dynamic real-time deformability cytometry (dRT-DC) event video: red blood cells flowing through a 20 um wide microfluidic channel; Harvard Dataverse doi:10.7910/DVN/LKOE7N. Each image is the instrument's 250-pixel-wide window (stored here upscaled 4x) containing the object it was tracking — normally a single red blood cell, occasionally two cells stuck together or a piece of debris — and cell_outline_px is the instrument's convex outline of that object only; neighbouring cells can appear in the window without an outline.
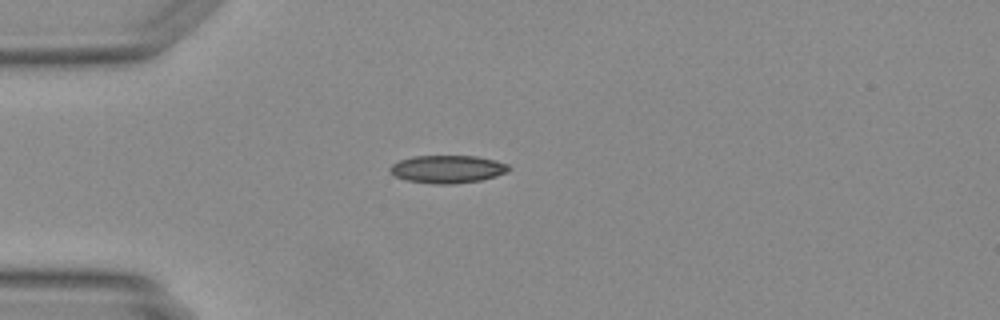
{"species": "Egyptian fruit bat (a non-hibernating species)", "species_latin": "Rousettus aegyptiacus", "temperature_condition": "warm", "stored_images_in_passage": 37, "camera_frame_rate_fps": 3000, "um_per_image_px": 0.085, "animal": {"sex": "female"}, "frame": {"image": 1, "passage_image": 1, "time_ms": 0.0, "image_size_px": [1000, 320], "cell_outline_px": [[512, 168], [508, 172], [496, 176], [480, 180], [452, 184], [432, 184], [408, 180], [396, 176], [388, 168], [392, 164], [400, 160], [412, 156], [476, 156], [508, 164]], "centroid_in_image_um": [38.05, 14.37], "position_along_channel_um": 46.9, "area_um2": 19.13}}
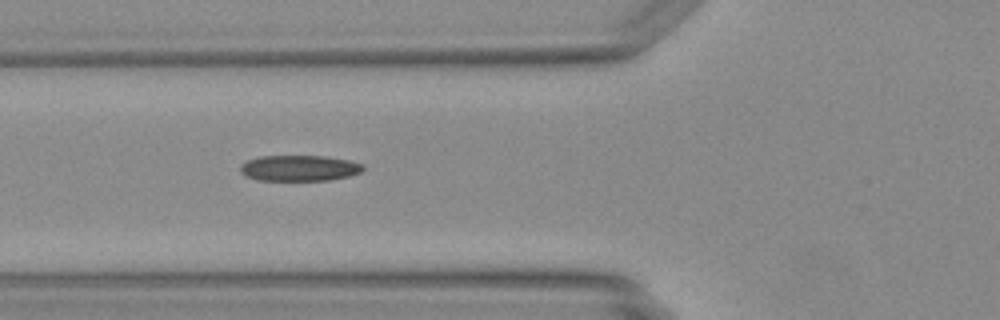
{"frame": {"image": 2, "passage_image": 6, "time_ms": 1.667, "image_size_px": [1000, 320], "cell_outline_px": [[364, 168], [360, 172], [348, 176], [328, 180], [256, 180], [244, 176], [240, 172], [240, 164], [248, 160], [260, 156], [324, 156], [348, 160], [364, 164]], "centroid_in_image_um": [25.4, 14.29], "position_along_channel_um": 100.4, "area_um2": 18.5}}